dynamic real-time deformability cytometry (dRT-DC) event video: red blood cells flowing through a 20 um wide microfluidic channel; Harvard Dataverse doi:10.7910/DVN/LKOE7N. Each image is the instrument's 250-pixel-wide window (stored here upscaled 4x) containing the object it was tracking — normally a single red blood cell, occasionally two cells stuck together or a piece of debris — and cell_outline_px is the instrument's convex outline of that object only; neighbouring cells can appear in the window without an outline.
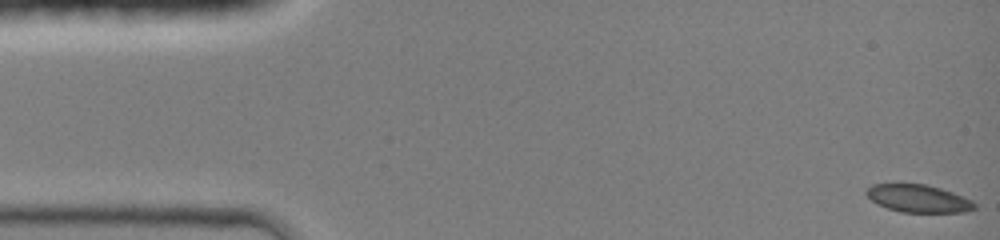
{"species": "common noctule bat (a hibernating species)", "species_latin": "Nyctalus noctula", "temperature_condition": "room temperature", "stored_images_in_passage": 54, "camera_frame_rate_fps": 3000, "um_per_image_px": 0.085, "animal": {"sex": "female", "body_mass_g": 19.0, "forearm_length_mm": 51.5}, "frame": {"image": 1, "passage_image": 1, "time_ms": 0.0, "image_size_px": [1000, 240], "cell_outline_px": [[976, 208], [964, 212], [900, 212], [876, 204], [864, 192], [872, 184], [924, 184], [940, 188], [952, 192], [972, 200], [976, 204]], "centroid_in_image_um": [78.05, 16.88], "position_along_channel_um": 6.9, "area_um2": 17.34}}
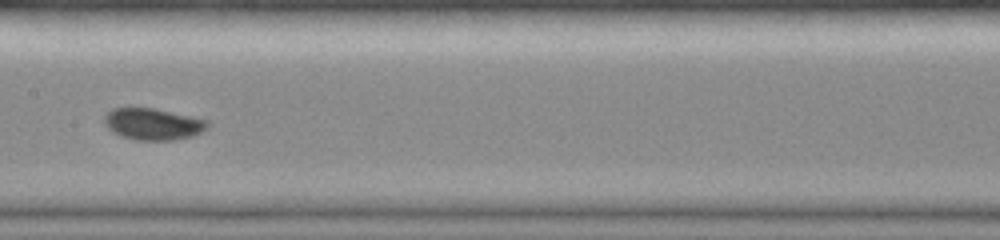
{"frame": {"image": 2, "passage_image": 32, "time_ms": 7.333, "image_size_px": [1000, 240], "cell_outline_px": [[208, 128], [192, 136], [172, 140], [136, 140], [112, 132], [104, 124], [104, 116], [112, 108], [152, 108], [208, 120]], "centroid_in_image_um": [12.98, 10.55], "position_along_channel_um": 194.4, "area_um2": 18.79}}
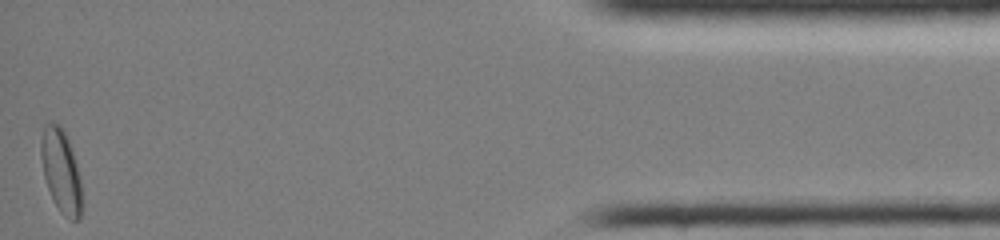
{"frame": {"image": 3, "passage_image": 53, "time_ms": 14.667, "image_size_px": [1000, 240], "cell_outline_px": [[80, 220], [72, 220], [64, 216], [60, 212], [52, 200], [44, 176], [40, 156], [40, 144], [44, 124], [60, 124], [64, 128], [80, 176]], "centroid_in_image_um": [5.16, 14.52], "position_along_channel_um": 430.0, "area_um2": 19.65}, "authors_computed_cell_mechanics": {"area_um2": 18.4093, "velocity_mm_per_s": 4.2231, "shape_relaxation_time_tau1_ms": 4.8629, "shape_relaxation_time_tau2_ms": null, "deformation_change_tau1": 0.1051, "deformation_change_tau2": null}}